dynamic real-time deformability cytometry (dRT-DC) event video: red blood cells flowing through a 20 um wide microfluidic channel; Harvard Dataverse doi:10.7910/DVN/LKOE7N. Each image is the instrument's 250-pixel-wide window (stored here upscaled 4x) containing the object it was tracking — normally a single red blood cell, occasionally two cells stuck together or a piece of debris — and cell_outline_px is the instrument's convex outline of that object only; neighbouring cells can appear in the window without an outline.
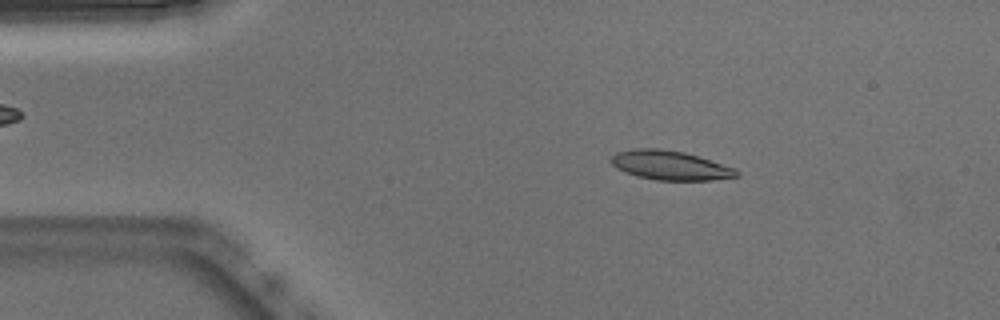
{"species": "Egyptian fruit bat (a non-hibernating species)", "species_latin": "Rousettus aegyptiacus", "temperature_condition": "warm", "stored_images_in_passage": 48, "camera_frame_rate_fps": 3000, "um_per_image_px": 0.085, "animal": {"sex": "male"}, "frame": {"image": 1, "passage_image": 5, "time_ms": 1.333, "image_size_px": [1000, 320], "cell_outline_px": [[740, 176], [712, 180], [656, 180], [636, 176], [616, 168], [612, 164], [612, 156], [616, 152], [632, 148], [660, 148], [684, 152], [736, 168], [740, 172]], "centroid_in_image_um": [56.97, 14.05], "position_along_channel_um": 28.0, "area_um2": 21.44}}
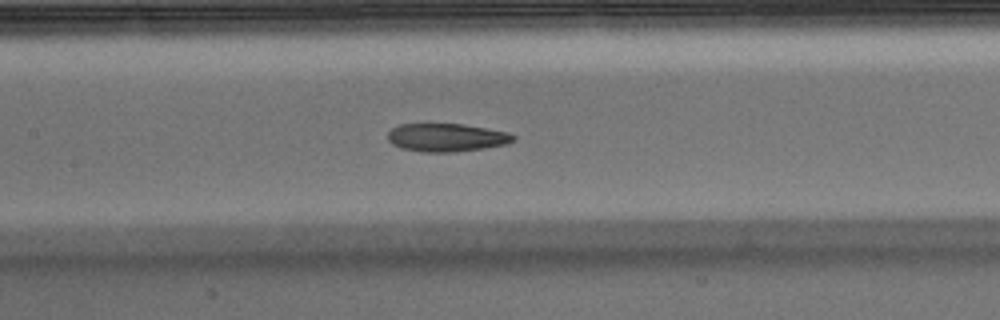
{"frame": {"image": 2, "passage_image": 20, "time_ms": 6.333, "image_size_px": [1000, 320], "cell_outline_px": [[516, 140], [504, 144], [484, 148], [452, 152], [420, 152], [400, 148], [392, 144], [388, 140], [388, 132], [392, 128], [400, 124], [464, 124], [508, 132], [516, 136]], "centroid_in_image_um": [37.94, 11.69], "position_along_channel_um": 169.5, "area_um2": 20.63}}
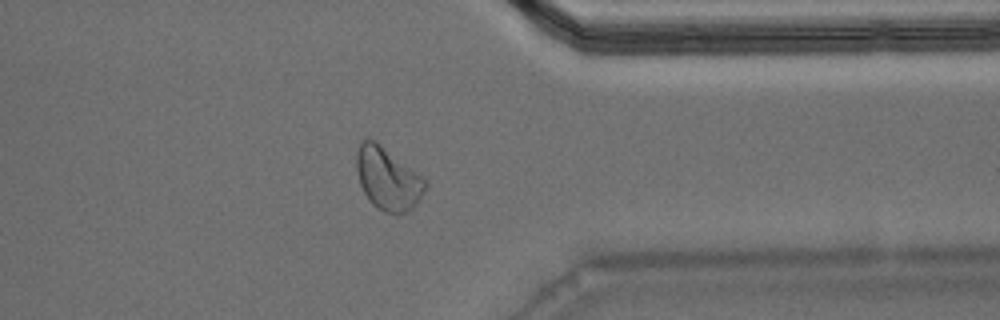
{"frame": {"image": 3, "passage_image": 37, "time_ms": 12.0, "image_size_px": [1000, 320], "cell_outline_px": [[428, 184], [416, 204], [412, 208], [404, 212], [384, 212], [376, 208], [368, 200], [360, 184], [356, 168], [356, 152], [360, 144], [364, 140], [376, 140], [420, 176]], "centroid_in_image_um": [32.92, 15.19], "position_along_channel_um": 378.5, "area_um2": 24.51}, "authors_computed_cell_mechanics": {"area_um2": 21.5594, "velocity_mm_per_s": 3.8428, "shape_relaxation_time_tau1_ms": 5.9204, "shape_relaxation_time_tau2_ms": 2.8176, "deformation_change_tau1": 0.1864, "deformation_change_tau2": 0.1005}}